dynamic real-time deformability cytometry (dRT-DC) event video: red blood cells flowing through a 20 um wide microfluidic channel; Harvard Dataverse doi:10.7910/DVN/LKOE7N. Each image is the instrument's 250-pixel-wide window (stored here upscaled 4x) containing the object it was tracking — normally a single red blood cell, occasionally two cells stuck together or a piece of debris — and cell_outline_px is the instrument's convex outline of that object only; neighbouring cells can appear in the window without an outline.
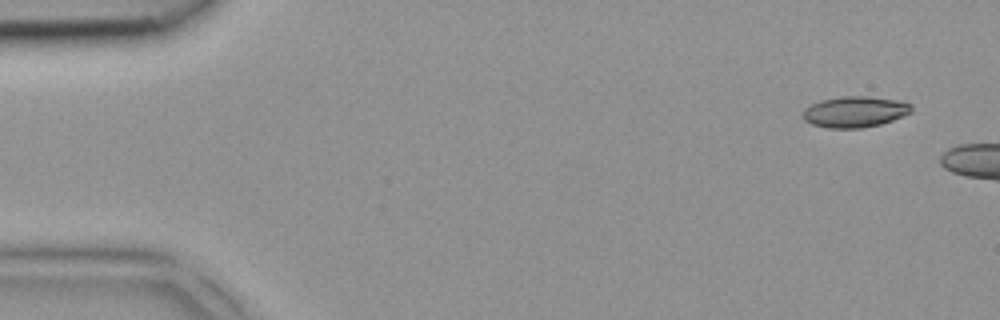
{"species": "common noctule bat (a hibernating species)", "species_latin": "Nyctalus noctula", "temperature_condition": "room temperature", "stored_images_in_passage": 4, "camera_frame_rate_fps": 3000, "um_per_image_px": 0.085, "animal": {"sex": "female", "body_mass_g": 18.4}, "frame": {"image": 1, "passage_image": 1, "time_ms": 0.0, "image_size_px": [1000, 320], "cell_outline_px": [[912, 112], [904, 116], [880, 124], [860, 128], [828, 128], [812, 124], [804, 120], [804, 108], [820, 100], [840, 96], [864, 96], [896, 100], [912, 104]], "centroid_in_image_um": [72.67, 9.5], "position_along_channel_um": 12.3, "area_um2": 19.54}}